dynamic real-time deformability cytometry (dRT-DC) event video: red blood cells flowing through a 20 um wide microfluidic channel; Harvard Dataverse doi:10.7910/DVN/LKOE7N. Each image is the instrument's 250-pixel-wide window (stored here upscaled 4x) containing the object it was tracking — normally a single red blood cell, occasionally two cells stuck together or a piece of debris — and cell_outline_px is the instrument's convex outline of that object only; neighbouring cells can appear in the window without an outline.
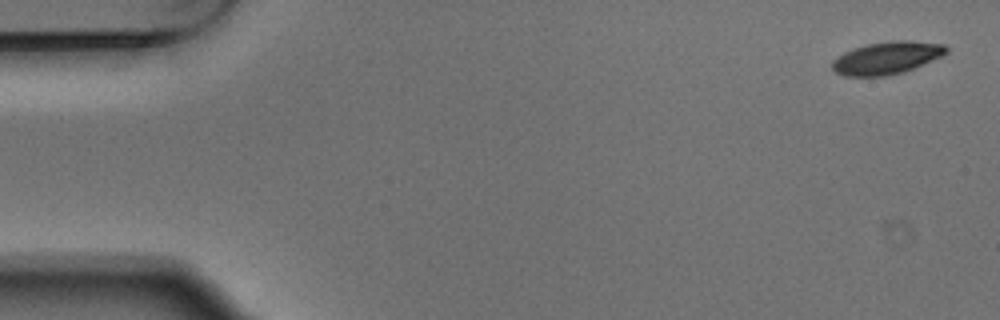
{"species": "Egyptian fruit bat (a non-hibernating species)", "species_latin": "Rousettus aegyptiacus", "temperature_condition": "warm", "stored_images_in_passage": 4, "camera_frame_rate_fps": 3000, "um_per_image_px": 0.085, "animal": {"sex": "male"}, "frame": {"image": 1, "passage_image": 1, "time_ms": 0.0, "image_size_px": [1000, 320], "cell_outline_px": [[948, 52], [940, 56], [904, 72], [888, 76], [844, 76], [836, 72], [832, 68], [832, 60], [844, 52], [868, 44], [892, 40], [908, 40], [944, 44], [948, 48]], "centroid_in_image_um": [75.37, 4.92], "position_along_channel_um": 9.6, "area_um2": 21.44}}
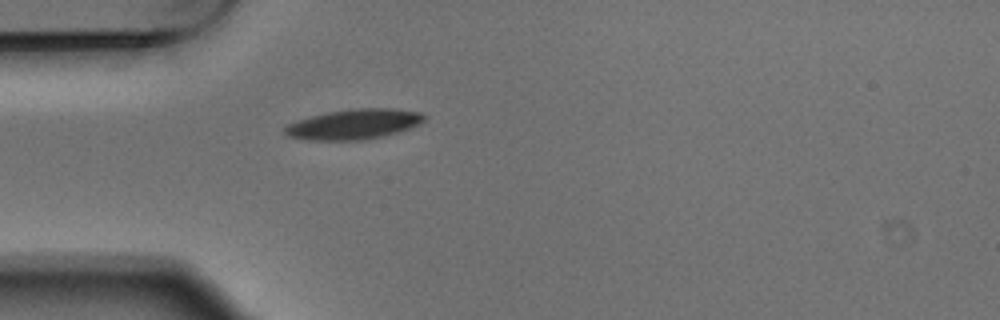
{"frame": {"image": 2, "passage_image": 4, "time_ms": 1.0, "image_size_px": [1000, 320], "cell_outline_px": [[424, 120], [420, 124], [384, 136], [364, 140], [308, 140], [288, 136], [284, 132], [284, 128], [288, 124], [296, 120], [328, 112], [352, 108], [392, 108], [420, 112], [424, 116]], "centroid_in_image_um": [30.06, 10.56], "position_along_channel_um": 54.9, "area_um2": 24.39}}